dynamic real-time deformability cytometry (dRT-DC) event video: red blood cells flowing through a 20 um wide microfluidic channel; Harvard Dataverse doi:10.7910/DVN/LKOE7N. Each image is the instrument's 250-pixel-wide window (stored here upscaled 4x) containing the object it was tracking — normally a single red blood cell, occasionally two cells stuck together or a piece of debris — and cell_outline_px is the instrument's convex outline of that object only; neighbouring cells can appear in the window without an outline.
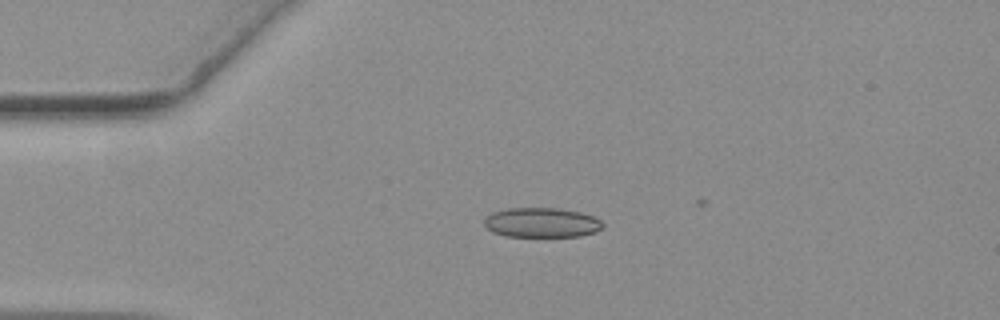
{"species": "common noctule bat (a hibernating species)", "species_latin": "Nyctalus noctula", "temperature_condition": "warm", "stored_images_in_passage": 9, "camera_frame_rate_fps": 3000, "um_per_image_px": 0.085, "animal": {"sex": "female", "body_mass_g": 19.3, "forearm_length_mm": 54.1}, "frame": {"image": 1, "passage_image": 1, "time_ms": 0.0, "image_size_px": [1000, 320], "cell_outline_px": [[604, 224], [600, 228], [592, 232], [580, 236], [508, 236], [492, 232], [484, 224], [484, 220], [492, 212], [508, 208], [556, 208], [580, 212], [592, 216], [600, 220]], "centroid_in_image_um": [46.01, 18.91], "position_along_channel_um": 39.0, "area_um2": 20.23}}
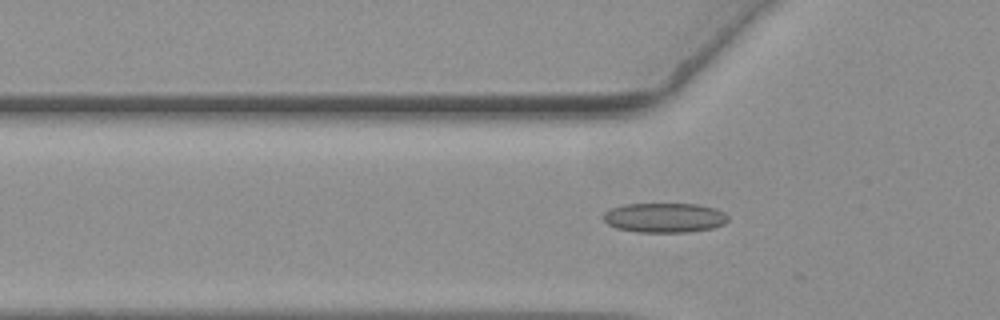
{"frame": {"image": 2, "passage_image": 6, "time_ms": 1.667, "image_size_px": [1000, 320], "cell_outline_px": [[728, 220], [724, 224], [712, 228], [688, 232], [636, 232], [616, 228], [608, 224], [604, 220], [604, 212], [612, 208], [624, 204], [696, 204], [716, 208], [724, 212], [728, 216]], "centroid_in_image_um": [56.5, 18.5], "position_along_channel_um": 69.3, "area_um2": 21.56}}